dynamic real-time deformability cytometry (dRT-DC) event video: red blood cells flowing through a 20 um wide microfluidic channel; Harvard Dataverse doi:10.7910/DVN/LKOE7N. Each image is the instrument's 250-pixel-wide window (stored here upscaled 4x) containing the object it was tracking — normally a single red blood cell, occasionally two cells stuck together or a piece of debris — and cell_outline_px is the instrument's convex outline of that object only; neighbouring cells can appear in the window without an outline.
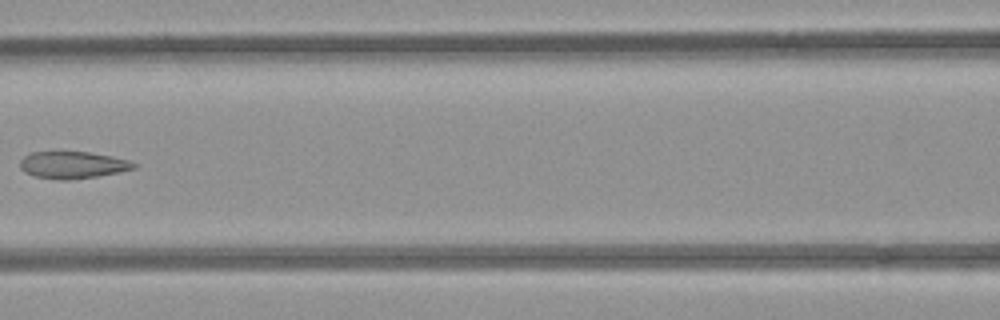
{"species": "common noctule bat (a hibernating species)", "species_latin": "Nyctalus noctula", "temperature_condition": "room temperature", "stored_images_in_passage": 8, "camera_frame_rate_fps": 3000, "um_per_image_px": 0.085, "animal": {"sex": "female", "body_mass_g": 21.9}, "frame": {"image": 1, "passage_image": 7, "time_ms": 8.0, "image_size_px": [1000, 320], "cell_outline_px": [[136, 168], [96, 176], [72, 180], [56, 180], [36, 176], [24, 172], [20, 168], [20, 160], [24, 156], [32, 152], [88, 152], [112, 156], [128, 160], [136, 164]], "centroid_in_image_um": [6.14, 14.02], "position_along_channel_um": 160.5, "area_um2": 17.8}}
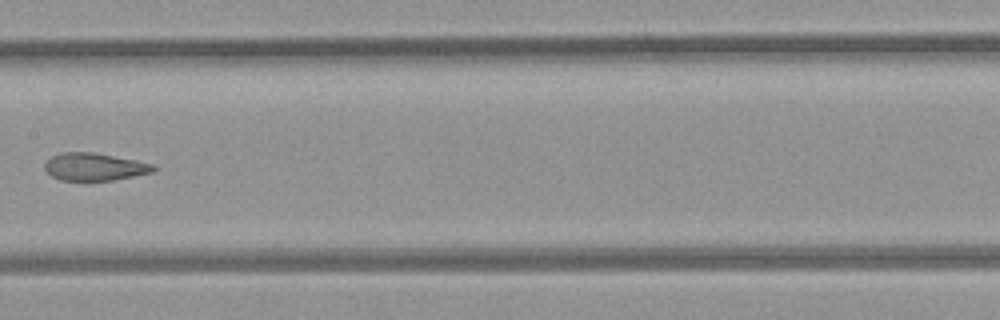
{"frame": {"image": 2, "passage_image": 8, "time_ms": 9.0, "image_size_px": [1000, 320], "cell_outline_px": [[160, 168], [152, 172], [112, 180], [60, 180], [52, 176], [44, 168], [44, 164], [52, 156], [64, 152], [96, 152], [156, 164]], "centroid_in_image_um": [8.08, 14.16], "position_along_channel_um": 199.3, "area_um2": 17.51}}